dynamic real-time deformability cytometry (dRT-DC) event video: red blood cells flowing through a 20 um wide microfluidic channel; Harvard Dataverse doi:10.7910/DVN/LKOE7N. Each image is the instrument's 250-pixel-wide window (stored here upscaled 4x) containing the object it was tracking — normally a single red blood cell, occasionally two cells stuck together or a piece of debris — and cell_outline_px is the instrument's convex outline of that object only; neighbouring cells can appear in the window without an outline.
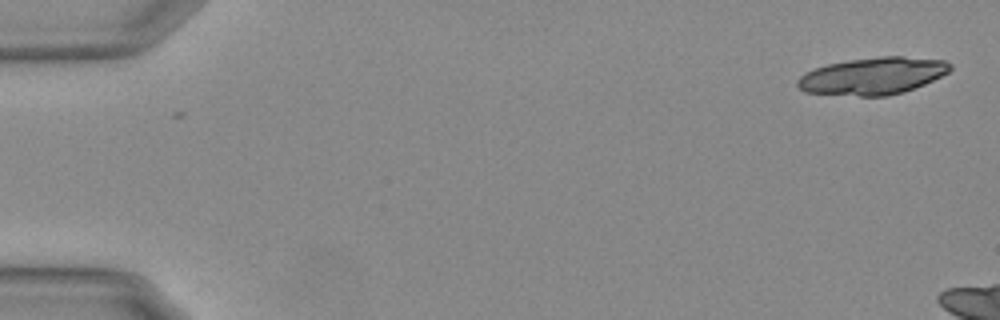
{"species": "Egyptian fruit bat (a non-hibernating species)", "species_latin": "Rousettus aegyptiacus", "temperature_condition": "warm", "stored_images_in_passage": 14, "camera_frame_rate_fps": 3000, "um_per_image_px": 0.085, "animal": {"sex": "female"}, "frame": {"image": 1, "passage_image": 1, "time_ms": 0.0, "image_size_px": [1000, 320], "cell_outline_px": [[952, 68], [948, 72], [924, 84], [888, 96], [860, 96], [804, 92], [796, 84], [796, 80], [804, 72], [828, 64], [848, 60], [880, 56], [904, 56], [944, 60], [952, 64]], "centroid_in_image_um": [74.17, 6.44], "position_along_channel_um": 10.8, "area_um2": 32.89}}